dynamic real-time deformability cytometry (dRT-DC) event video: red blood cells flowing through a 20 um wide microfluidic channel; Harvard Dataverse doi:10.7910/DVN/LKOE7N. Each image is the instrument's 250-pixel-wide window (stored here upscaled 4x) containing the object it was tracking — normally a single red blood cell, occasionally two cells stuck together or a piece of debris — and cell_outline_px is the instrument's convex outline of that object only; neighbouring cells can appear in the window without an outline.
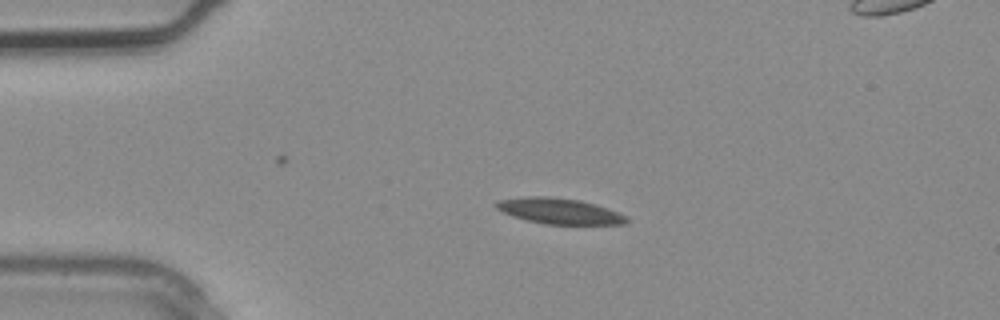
{"species": "common noctule bat (a hibernating species)", "species_latin": "Nyctalus noctula", "temperature_condition": "warm", "stored_images_in_passage": 2, "camera_frame_rate_fps": 3000, "um_per_image_px": 0.085, "animal": {"sex": "male", "body_mass_g": 20.4}, "frame": {"image": 1, "passage_image": 1, "time_ms": 0.0, "image_size_px": [1000, 320], "cell_outline_px": [[628, 220], [624, 224], [544, 224], [512, 216], [496, 208], [492, 204], [496, 200], [524, 196], [552, 196], [580, 200], [596, 204], [628, 216]], "centroid_in_image_um": [47.5, 17.92], "position_along_channel_um": 37.5, "area_um2": 19.71}}